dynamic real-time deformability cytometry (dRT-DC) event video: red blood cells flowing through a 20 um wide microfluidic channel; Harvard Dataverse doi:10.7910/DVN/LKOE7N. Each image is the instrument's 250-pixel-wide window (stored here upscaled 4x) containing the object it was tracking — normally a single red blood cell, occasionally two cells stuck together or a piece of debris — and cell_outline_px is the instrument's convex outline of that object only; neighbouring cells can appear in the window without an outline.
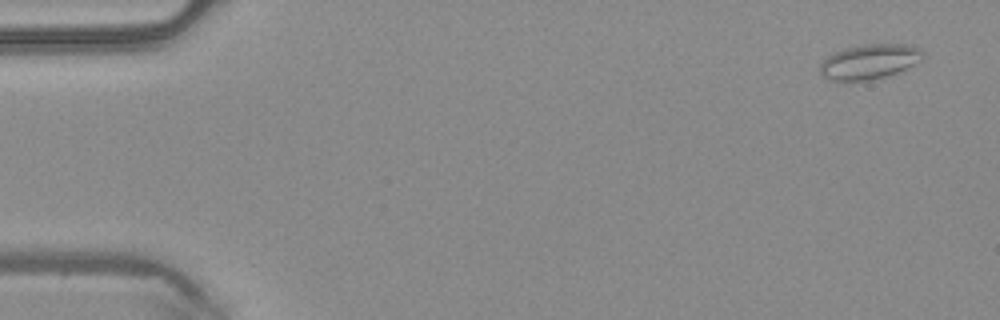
{"species": "common noctule bat (a hibernating species)", "species_latin": "Nyctalus noctula", "temperature_condition": "warm", "stored_images_in_passage": 6, "camera_frame_rate_fps": 3000, "um_per_image_px": 0.085, "animal": {"sex": "male", "body_mass_g": 20.4}, "frame": {"image": 1, "passage_image": 1, "time_ms": 0.0, "image_size_px": [1000, 320], "cell_outline_px": [[924, 60], [888, 76], [868, 80], [832, 80], [824, 76], [820, 72], [820, 64], [828, 56], [844, 48], [860, 44], [908, 44], [924, 52]], "centroid_in_image_um": [73.94, 5.22], "position_along_channel_um": 11.1, "area_um2": 20.81}}
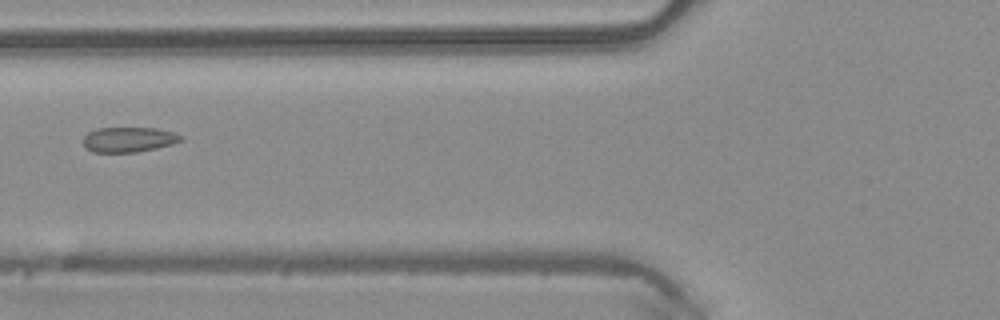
{"frame": {"image": 2, "passage_image": 6, "time_ms": 1.667, "image_size_px": [1000, 320], "cell_outline_px": [[184, 140], [172, 144], [156, 148], [136, 152], [92, 152], [84, 148], [84, 136], [88, 132], [96, 128], [156, 128], [172, 132], [184, 136]], "centroid_in_image_um": [10.94, 11.86], "position_along_channel_um": 114.9, "area_um2": 14.33}}